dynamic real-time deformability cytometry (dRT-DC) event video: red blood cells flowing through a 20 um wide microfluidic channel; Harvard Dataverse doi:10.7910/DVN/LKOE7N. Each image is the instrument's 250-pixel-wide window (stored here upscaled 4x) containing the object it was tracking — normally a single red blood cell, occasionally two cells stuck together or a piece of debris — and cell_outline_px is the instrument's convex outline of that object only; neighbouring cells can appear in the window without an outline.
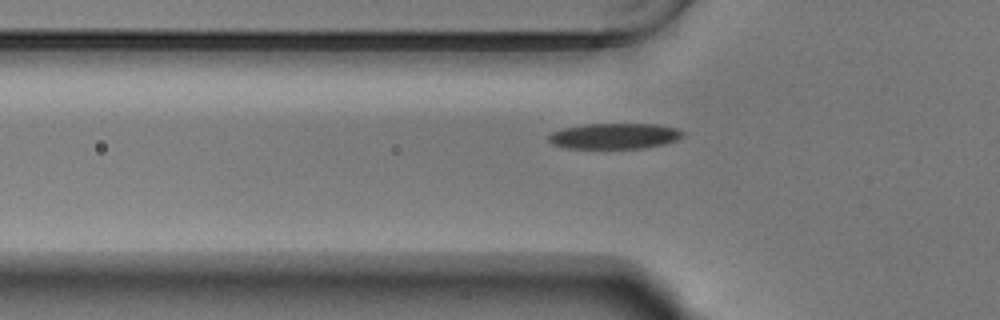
{"species": "Egyptian fruit bat (a non-hibernating species)", "species_latin": "Rousettus aegyptiacus", "temperature_condition": "warm", "stored_images_in_passage": 42, "camera_frame_rate_fps": 3000, "um_per_image_px": 0.085, "animal": {"sex": "male"}, "frame": {"image": 1, "passage_image": 8, "time_ms": 2.333, "image_size_px": [1000, 320], "cell_outline_px": [[684, 136], [676, 140], [664, 144], [644, 148], [568, 148], [552, 144], [548, 140], [548, 136], [552, 132], [564, 128], [584, 124], [660, 124], [676, 128], [684, 132]], "centroid_in_image_um": [52.26, 11.56], "position_along_channel_um": 73.5, "area_um2": 20.11}}
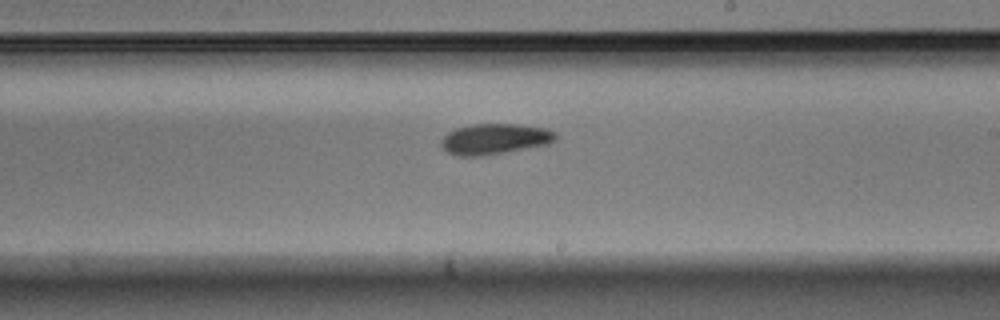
{"frame": {"image": 2, "passage_image": 22, "time_ms": 7.0, "image_size_px": [1000, 320], "cell_outline_px": [[556, 140], [548, 144], [504, 152], [480, 156], [456, 156], [448, 152], [440, 144], [444, 136], [448, 132], [456, 128], [472, 124], [516, 124], [548, 128], [556, 132]], "centroid_in_image_um": [42.06, 11.8], "position_along_channel_um": 246.9, "area_um2": 20.4}}
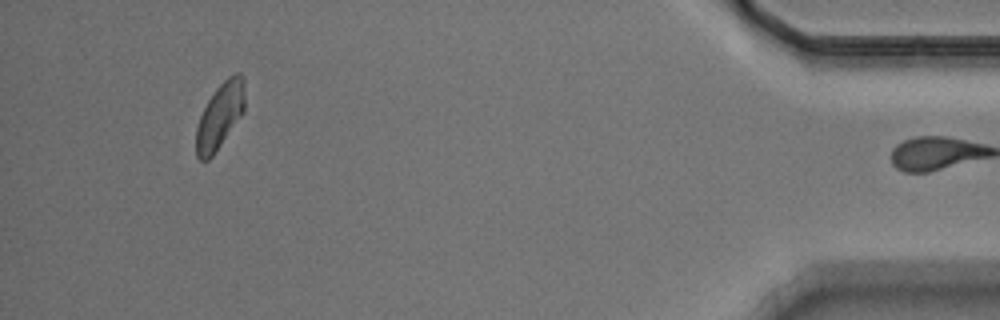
{"frame": {"image": 3, "passage_image": 41, "time_ms": 13.333, "image_size_px": [1000, 320], "cell_outline_px": [[244, 112], [212, 156], [208, 160], [200, 160], [196, 156], [196, 128], [200, 116], [208, 100], [216, 88], [228, 76], [236, 72], [240, 72], [244, 76]], "centroid_in_image_um": [18.7, 9.82], "position_along_channel_um": 416.5, "area_um2": 18.55}, "authors_computed_cell_mechanics": {"area_um2": 19.6231, "velocity_mm_per_s": 3.7014, "shape_relaxation_time_tau1_ms": 3.8435, "shape_relaxation_time_tau2_ms": 5.1738, "deformation_change_tau1": 0.117, "deformation_change_tau2": 0.1036}}